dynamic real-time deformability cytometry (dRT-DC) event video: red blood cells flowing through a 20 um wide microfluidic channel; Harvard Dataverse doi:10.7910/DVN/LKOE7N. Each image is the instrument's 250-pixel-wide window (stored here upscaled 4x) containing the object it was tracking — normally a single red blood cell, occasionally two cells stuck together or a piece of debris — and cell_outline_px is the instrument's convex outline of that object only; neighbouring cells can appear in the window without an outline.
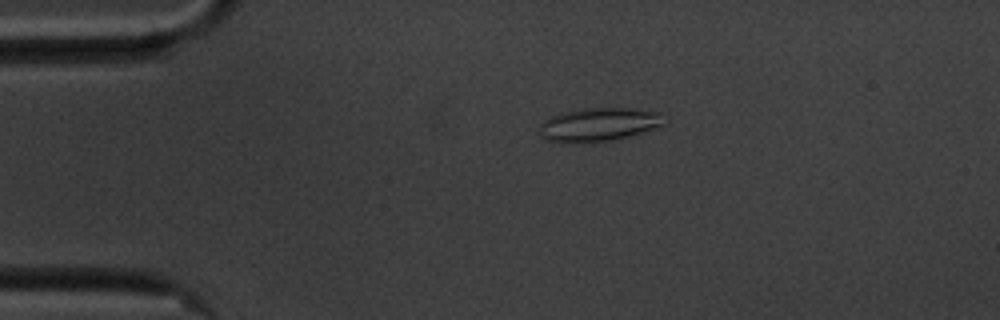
{"species": "common noctule bat (a hibernating species)", "species_latin": "Nyctalus noctula", "temperature_condition": "cold", "stored_images_in_passage": 54, "camera_frame_rate_fps": 3000, "um_per_image_px": 0.085, "animal": {"sex": "male", "body_mass_g": 20.1, "forearm_length_mm": 53.5}, "frame": {"image": 1, "passage_image": 9, "time_ms": 2.667, "image_size_px": [1000, 320], "cell_outline_px": [[668, 120], [664, 124], [628, 136], [612, 140], [580, 144], [568, 144], [544, 140], [540, 136], [540, 124], [544, 120], [552, 116], [564, 112], [584, 108], [628, 108], [660, 112]], "centroid_in_image_um": [50.85, 10.6], "position_along_channel_um": 34.1, "area_um2": 24.62}}
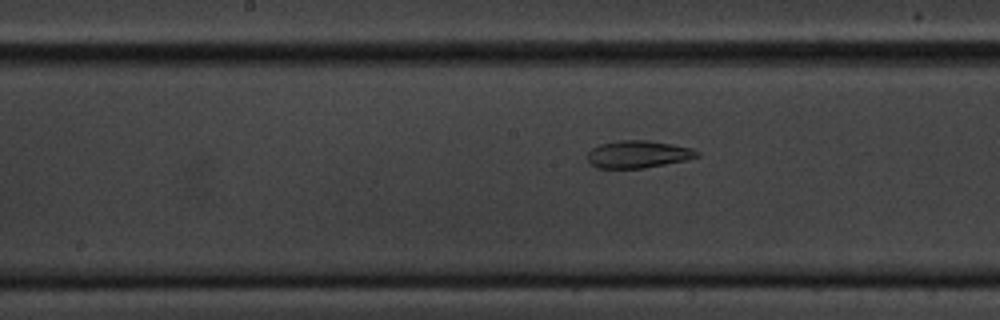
{"frame": {"image": 2, "passage_image": 26, "time_ms": 8.333, "image_size_px": [1000, 320], "cell_outline_px": [[700, 156], [684, 160], [644, 168], [596, 168], [588, 160], [588, 152], [592, 148], [600, 144], [620, 140], [648, 140], [672, 144], [692, 148], [700, 152]], "centroid_in_image_um": [54.24, 13.1], "position_along_channel_um": 194.0, "area_um2": 17.4}}
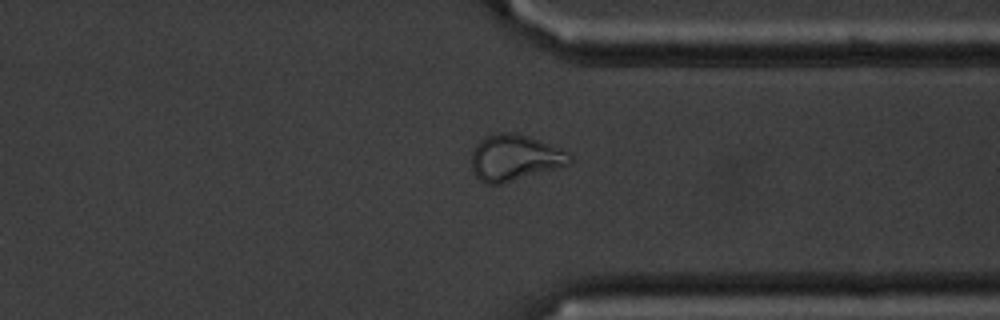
{"frame": {"image": 3, "passage_image": 41, "time_ms": 13.333, "image_size_px": [1000, 320], "cell_outline_px": [[572, 160], [568, 164], [500, 184], [484, 184], [476, 176], [472, 168], [472, 148], [484, 136], [500, 132], [516, 132], [528, 136], [560, 148], [568, 152], [572, 156]], "centroid_in_image_um": [43.71, 13.38], "position_along_channel_um": 367.7, "area_um2": 26.18}, "authors_computed_cell_mechanics": {"area_um2": 23.409, "velocity_mm_per_s": 3.4982, "shape_relaxation_time_tau1_ms": null, "shape_relaxation_time_tau2_ms": 4.0088, "deformation_change_tau1": null, "deformation_change_tau2": 0.1223}}